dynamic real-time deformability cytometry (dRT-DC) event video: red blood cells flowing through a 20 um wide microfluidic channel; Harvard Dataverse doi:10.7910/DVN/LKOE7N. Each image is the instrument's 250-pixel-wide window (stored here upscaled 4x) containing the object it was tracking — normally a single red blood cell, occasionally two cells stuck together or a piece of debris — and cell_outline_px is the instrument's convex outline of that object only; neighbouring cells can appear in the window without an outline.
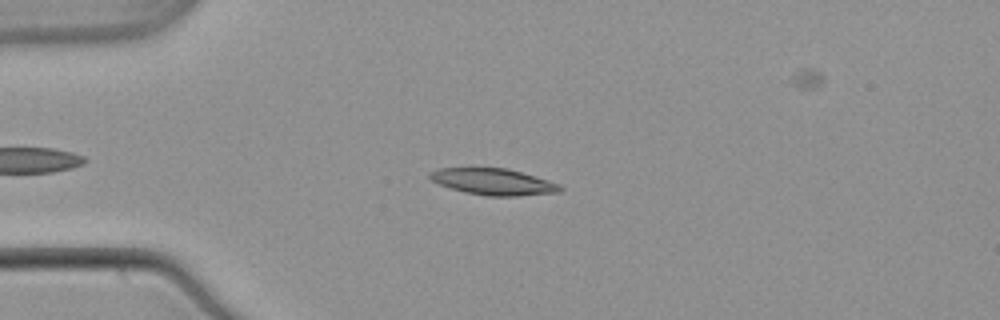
{"species": "common noctule bat (a hibernating species)", "species_latin": "Nyctalus noctula", "temperature_condition": "warm", "stored_images_in_passage": 53, "camera_frame_rate_fps": 3000, "um_per_image_px": 0.085, "animal": {"sex": "male", "body_mass_g": 21.5, "forearm_length_mm": 52.0}, "frame": {"image": 1, "passage_image": 12, "time_ms": 3.667, "image_size_px": [1000, 320], "cell_outline_px": [[564, 188], [560, 192], [516, 196], [488, 196], [464, 192], [440, 184], [432, 180], [428, 176], [428, 172], [440, 168], [508, 168], [548, 180], [560, 184]], "centroid_in_image_um": [41.95, 15.45], "position_along_channel_um": 43.0, "area_um2": 20.0}}
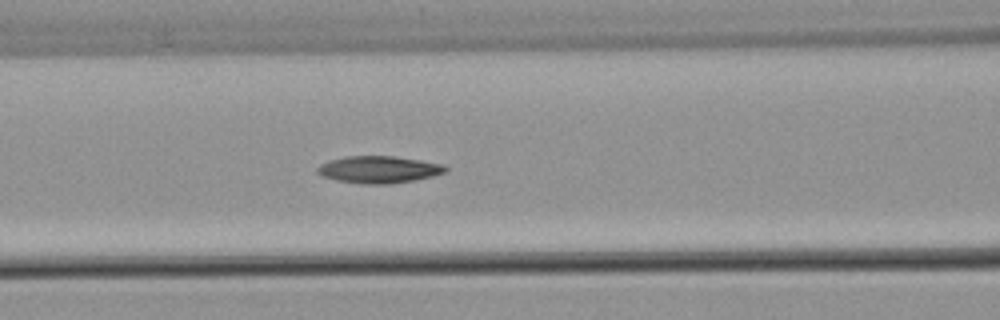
{"frame": {"image": 2, "passage_image": 21, "time_ms": 6.667, "image_size_px": [1000, 320], "cell_outline_px": [[448, 172], [416, 180], [392, 184], [364, 184], [336, 180], [324, 176], [316, 172], [316, 168], [320, 164], [328, 160], [344, 156], [392, 156], [420, 160], [444, 164], [448, 168]], "centroid_in_image_um": [32.21, 14.41], "position_along_channel_um": 134.4, "area_um2": 20.4}}
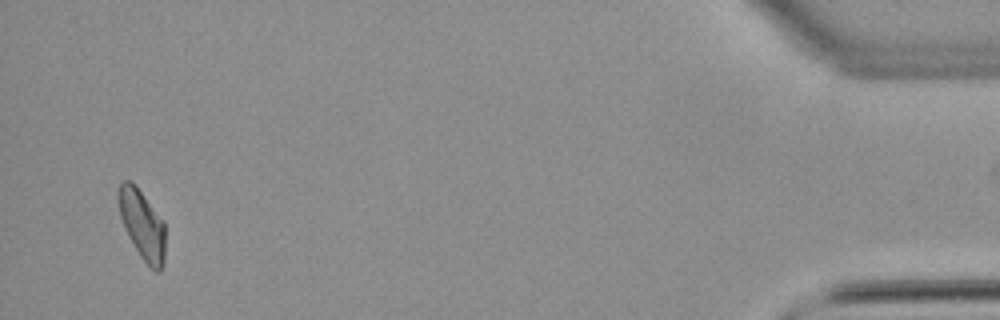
{"frame": {"image": 3, "passage_image": 50, "time_ms": 16.333, "image_size_px": [1000, 320], "cell_outline_px": [[164, 260], [160, 272], [156, 272], [140, 256], [128, 236], [124, 228], [120, 216], [116, 196], [116, 192], [120, 184], [124, 180], [128, 180], [140, 192], [164, 220]], "centroid_in_image_um": [12.06, 19.1], "position_along_channel_um": 423.1, "area_um2": 18.73}}